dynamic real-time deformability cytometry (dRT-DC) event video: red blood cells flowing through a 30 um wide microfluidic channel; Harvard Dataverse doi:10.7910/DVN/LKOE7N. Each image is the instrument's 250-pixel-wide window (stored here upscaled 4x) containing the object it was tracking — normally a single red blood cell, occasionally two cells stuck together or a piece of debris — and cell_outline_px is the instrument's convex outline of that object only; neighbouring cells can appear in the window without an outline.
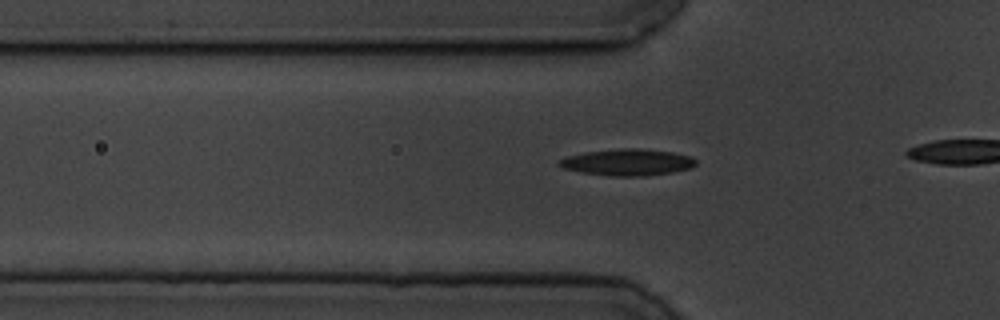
{"species": "common noctule bat (a hibernating species)", "species_latin": "Nyctalus noctula", "temperature_condition": "cold", "stored_images_in_passage": 25, "camera_frame_rate_fps": 3000, "um_per_image_px": 0.085, "animal": {"sex": "male", "body_mass_g": 19.5, "forearm_length_mm": 54.6}, "frame": {"image": 1, "passage_image": 15, "time_ms": 4.667, "image_size_px": [1000, 320], "cell_outline_px": [[696, 164], [692, 168], [672, 172], [644, 176], [608, 176], [580, 172], [560, 168], [556, 164], [556, 160], [568, 156], [588, 152], [624, 148], [640, 148], [672, 152], [692, 156], [696, 160]], "centroid_in_image_um": [53.32, 13.8], "position_along_channel_um": 72.5, "area_um2": 21.33}}
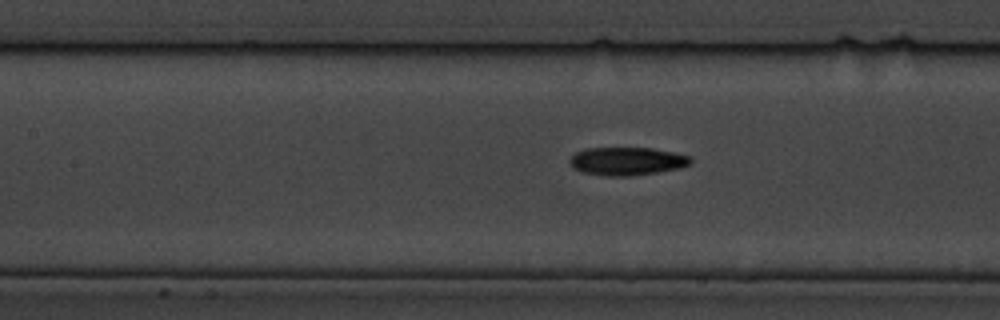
{"frame": {"image": 2, "passage_image": 22, "time_ms": 7.0, "image_size_px": [1000, 320], "cell_outline_px": [[692, 164], [680, 168], [660, 172], [632, 176], [604, 176], [584, 172], [572, 168], [568, 164], [568, 160], [576, 152], [584, 148], [652, 148], [672, 152], [688, 156], [692, 160]], "centroid_in_image_um": [53.27, 13.71], "position_along_channel_um": 154.1, "area_um2": 20.0}}